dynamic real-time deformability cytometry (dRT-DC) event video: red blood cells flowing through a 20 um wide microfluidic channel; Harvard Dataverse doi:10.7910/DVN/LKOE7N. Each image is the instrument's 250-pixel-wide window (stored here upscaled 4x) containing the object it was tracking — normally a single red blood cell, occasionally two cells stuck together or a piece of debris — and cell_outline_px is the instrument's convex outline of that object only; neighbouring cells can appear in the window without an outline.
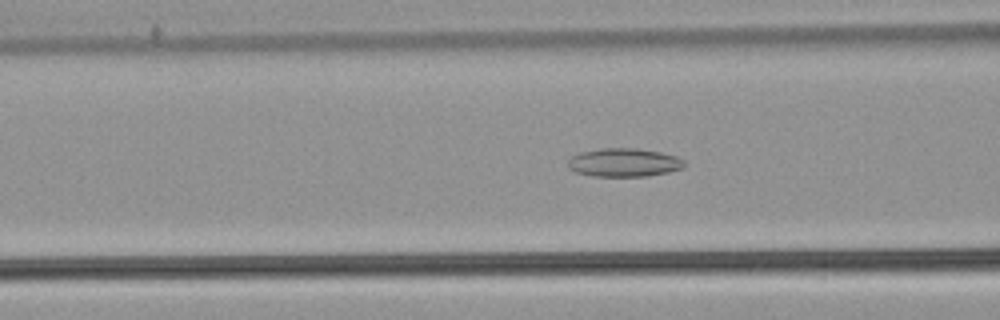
{"species": "common noctule bat (a hibernating species)", "species_latin": "Nyctalus noctula", "temperature_condition": "warm", "stored_images_in_passage": 54, "camera_frame_rate_fps": 3000, "um_per_image_px": 0.085, "animal": {"sex": "male", "body_mass_g": 21.5, "forearm_length_mm": 52.0}, "frame": {"image": 1, "passage_image": 22, "time_ms": 7.0, "image_size_px": [1000, 320], "cell_outline_px": [[684, 168], [668, 172], [648, 176], [592, 176], [576, 172], [568, 168], [568, 160], [572, 156], [580, 152], [604, 148], [636, 148], [660, 152], [676, 156], [684, 160]], "centroid_in_image_um": [53.04, 13.81], "position_along_channel_um": 113.6, "area_um2": 19.31}}
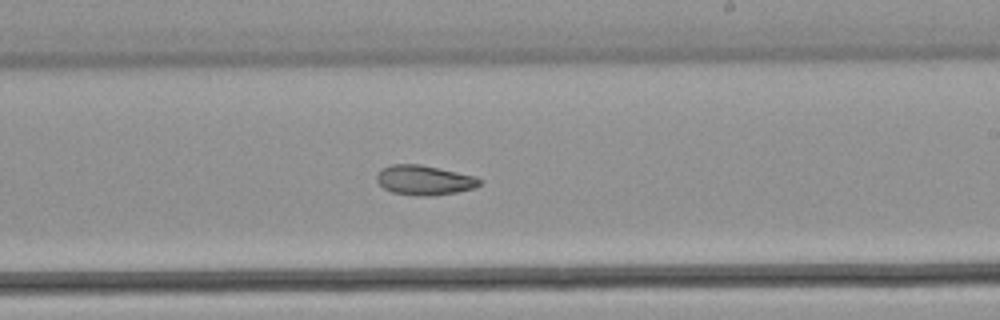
{"frame": {"image": 2, "passage_image": 33, "time_ms": 10.667, "image_size_px": [1000, 320], "cell_outline_px": [[480, 184], [476, 188], [436, 196], [416, 196], [392, 192], [384, 188], [376, 180], [376, 176], [380, 168], [392, 164], [420, 164], [456, 172], [472, 176], [480, 180]], "centroid_in_image_um": [36.02, 15.32], "position_along_channel_um": 253.0, "area_um2": 17.8}}
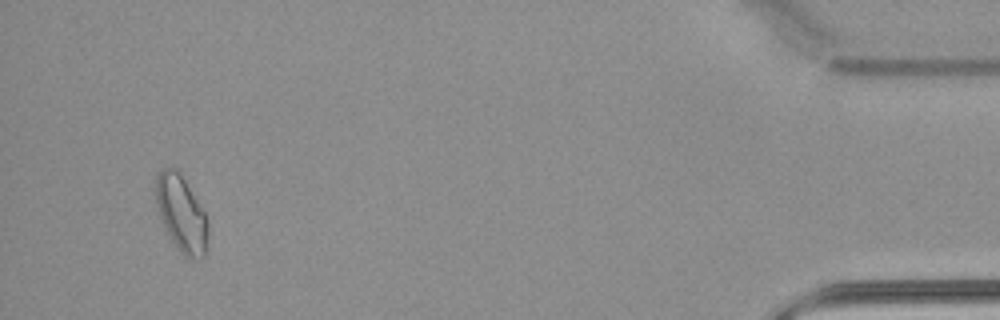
{"frame": {"image": 3, "passage_image": 52, "time_ms": 17.0, "image_size_px": [1000, 320], "cell_outline_px": [[208, 232], [204, 256], [196, 260], [184, 256], [180, 252], [172, 240], [160, 216], [152, 188], [156, 176], [160, 168], [176, 168], [184, 180], [204, 212], [208, 224]], "centroid_in_image_um": [15.38, 18.13], "position_along_channel_um": 419.8, "area_um2": 23.0}}